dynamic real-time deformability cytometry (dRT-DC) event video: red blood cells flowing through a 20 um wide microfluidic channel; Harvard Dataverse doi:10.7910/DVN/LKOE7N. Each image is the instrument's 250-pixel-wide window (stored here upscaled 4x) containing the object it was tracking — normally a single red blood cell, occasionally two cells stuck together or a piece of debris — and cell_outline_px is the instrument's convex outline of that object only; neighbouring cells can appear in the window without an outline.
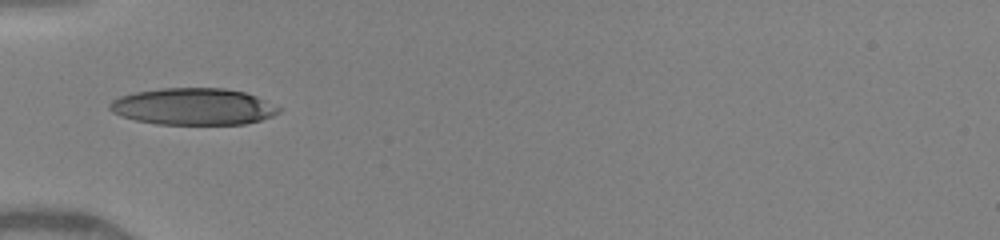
{"species": "human", "species_latin": "Homo sapiens", "temperature_condition": "warm", "stored_images_in_passage": 7, "camera_frame_rate_fps": 3000, "um_per_image_px": 0.085, "donor": {"sex": "female"}, "frame": {"image": 1, "passage_image": 1, "time_ms": 0.0, "image_size_px": [1000, 240], "cell_outline_px": [[280, 112], [272, 116], [260, 120], [244, 124], [156, 124], [136, 120], [120, 116], [112, 112], [108, 108], [108, 104], [112, 100], [120, 96], [136, 92], [160, 88], [224, 88], [244, 92], [256, 96], [280, 108]], "centroid_in_image_um": [16.39, 9.06], "position_along_channel_um": 68.6, "area_um2": 36.18}}